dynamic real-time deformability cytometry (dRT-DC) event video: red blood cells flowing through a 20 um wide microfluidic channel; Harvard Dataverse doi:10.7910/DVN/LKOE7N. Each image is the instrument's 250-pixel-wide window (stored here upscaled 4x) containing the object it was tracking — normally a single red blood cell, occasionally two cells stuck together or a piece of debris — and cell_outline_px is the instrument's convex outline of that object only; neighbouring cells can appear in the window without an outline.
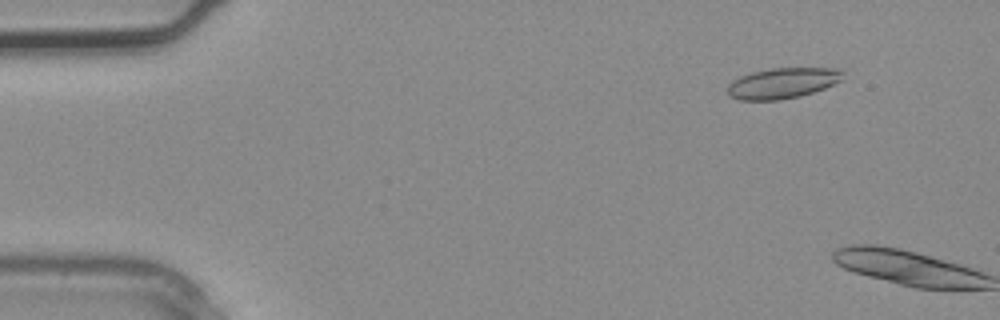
{"species": "common noctule bat (a hibernating species)", "species_latin": "Nyctalus noctula", "temperature_condition": "warm", "stored_images_in_passage": 4, "camera_frame_rate_fps": 3000, "um_per_image_px": 0.085, "animal": {"sex": "male", "body_mass_g": 20.4}, "frame": {"image": 1, "passage_image": 1, "time_ms": 0.0, "image_size_px": [1000, 320], "cell_outline_px": [[844, 72], [840, 80], [824, 88], [800, 96], [780, 100], [740, 100], [728, 96], [728, 84], [732, 80], [740, 76], [752, 72], [772, 68], [844, 68]], "centroid_in_image_um": [66.5, 7.06], "position_along_channel_um": 18.5, "area_um2": 20.63}}
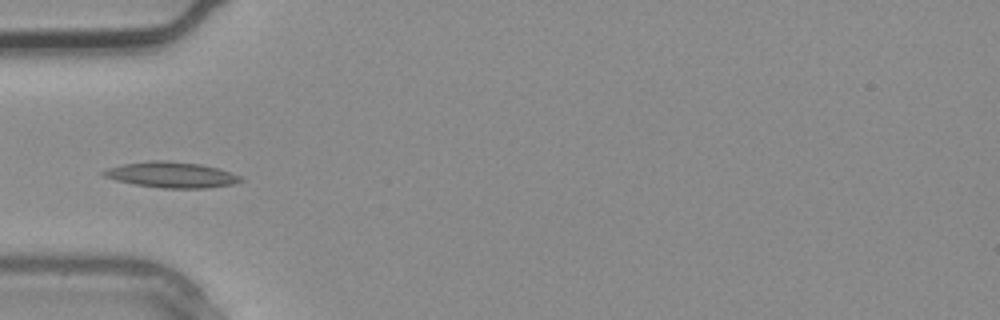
{"frame": {"image": 2, "passage_image": 4, "time_ms": 1.0, "image_size_px": [1000, 320], "cell_outline_px": [[244, 180], [232, 184], [208, 188], [164, 188], [136, 184], [116, 180], [104, 176], [100, 172], [108, 168], [124, 164], [148, 160], [168, 160], [200, 164], [220, 168], [240, 176]], "centroid_in_image_um": [14.59, 14.85], "position_along_channel_um": 70.4, "area_um2": 20.52}}